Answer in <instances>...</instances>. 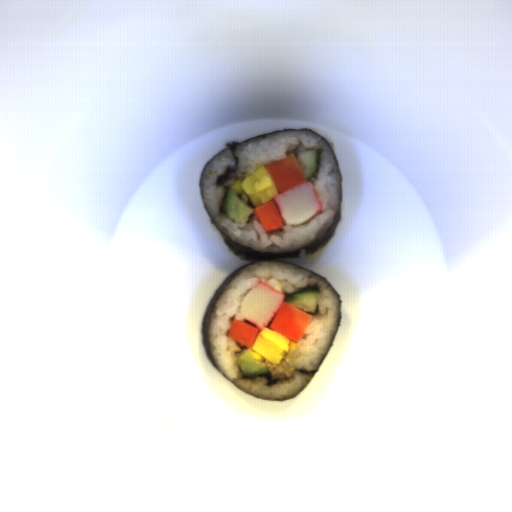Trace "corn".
Returning a JSON list of instances; mask_svg holds the SVG:
<instances>
[{
  "mask_svg": "<svg viewBox=\"0 0 512 512\" xmlns=\"http://www.w3.org/2000/svg\"><path fill=\"white\" fill-rule=\"evenodd\" d=\"M251 354H252V356H253L255 361H259V362L265 363L266 358L263 357L262 355H260L259 353H257L256 351H254L253 349H251Z\"/></svg>",
  "mask_w": 512,
  "mask_h": 512,
  "instance_id": "2",
  "label": "corn"
},
{
  "mask_svg": "<svg viewBox=\"0 0 512 512\" xmlns=\"http://www.w3.org/2000/svg\"><path fill=\"white\" fill-rule=\"evenodd\" d=\"M241 181L240 179H237L234 184L231 186V189L236 193V194H240V193H244V189L242 188L241 186Z\"/></svg>",
  "mask_w": 512,
  "mask_h": 512,
  "instance_id": "1",
  "label": "corn"
}]
</instances>
